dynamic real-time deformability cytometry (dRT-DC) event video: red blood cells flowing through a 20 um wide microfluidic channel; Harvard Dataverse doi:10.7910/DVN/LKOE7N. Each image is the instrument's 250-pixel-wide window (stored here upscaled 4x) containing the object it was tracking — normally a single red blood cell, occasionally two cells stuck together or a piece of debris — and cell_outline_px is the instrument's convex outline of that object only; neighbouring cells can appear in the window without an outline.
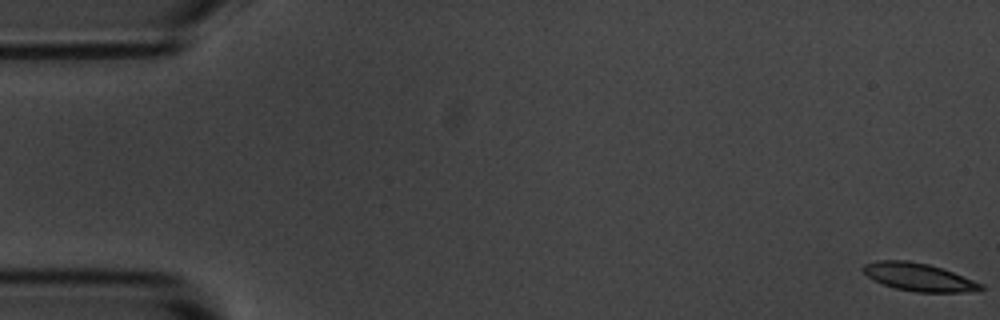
{"species": "common noctule bat (a hibernating species)", "species_latin": "Nyctalus noctula", "temperature_condition": "room temperature", "stored_images_in_passage": 56, "camera_frame_rate_fps": 3000, "um_per_image_px": 0.085, "animal": {"sex": "male", "body_mass_g": 20.1, "forearm_length_mm": 53.5}, "frame": {"image": 1, "passage_image": 1, "time_ms": 0.0, "image_size_px": [1000, 320], "cell_outline_px": [[984, 288], [964, 292], [916, 292], [896, 288], [884, 284], [868, 276], [860, 268], [864, 264], [880, 260], [908, 260], [928, 264], [952, 272], [984, 284]], "centroid_in_image_um": [78.08, 23.54], "position_along_channel_um": 6.9, "area_um2": 18.79}}
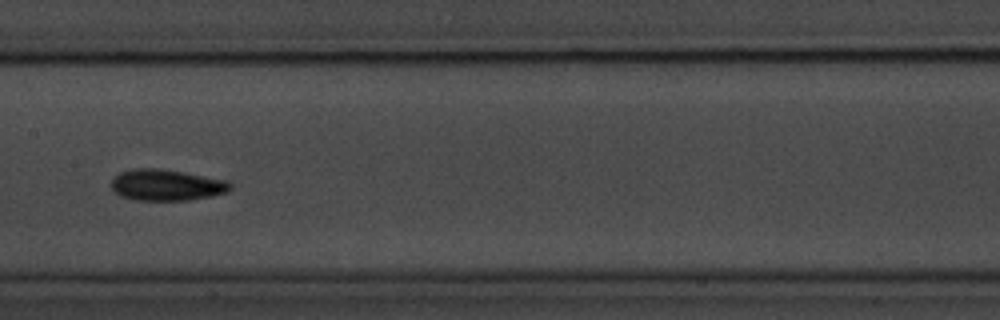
{"frame": {"image": 2, "passage_image": 28, "time_ms": 9.0, "image_size_px": [1000, 320], "cell_outline_px": [[232, 188], [228, 192], [212, 196], [188, 200], [136, 200], [120, 196], [112, 188], [112, 180], [120, 172], [132, 168], [160, 168], [184, 172], [228, 180], [232, 184]], "centroid_in_image_um": [14.19, 15.72], "position_along_channel_um": 193.2, "area_um2": 21.79}}
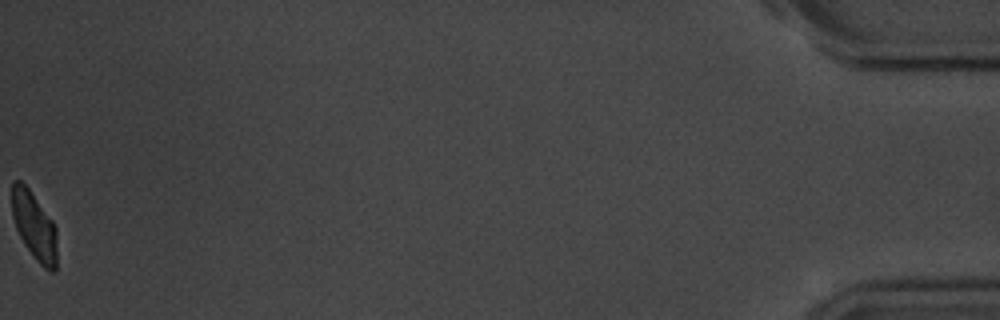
{"frame": {"image": 3, "passage_image": 56, "time_ms": 18.333, "image_size_px": [1000, 320], "cell_outline_px": [[56, 272], [48, 272], [36, 260], [24, 244], [16, 228], [12, 216], [12, 180], [20, 180], [28, 188], [52, 220], [56, 228]], "centroid_in_image_um": [2.91, 19.23], "position_along_channel_um": 432.3, "area_um2": 17.8}, "authors_computed_cell_mechanics": {"area_um2": 19.7387, "velocity_mm_per_s": 3.6404, "shape_relaxation_time_tau1_ms": 2.6756, "shape_relaxation_time_tau2_ms": 3.1334, "deformation_change_tau1": 0.1293, "deformation_change_tau2": 0.0893}}